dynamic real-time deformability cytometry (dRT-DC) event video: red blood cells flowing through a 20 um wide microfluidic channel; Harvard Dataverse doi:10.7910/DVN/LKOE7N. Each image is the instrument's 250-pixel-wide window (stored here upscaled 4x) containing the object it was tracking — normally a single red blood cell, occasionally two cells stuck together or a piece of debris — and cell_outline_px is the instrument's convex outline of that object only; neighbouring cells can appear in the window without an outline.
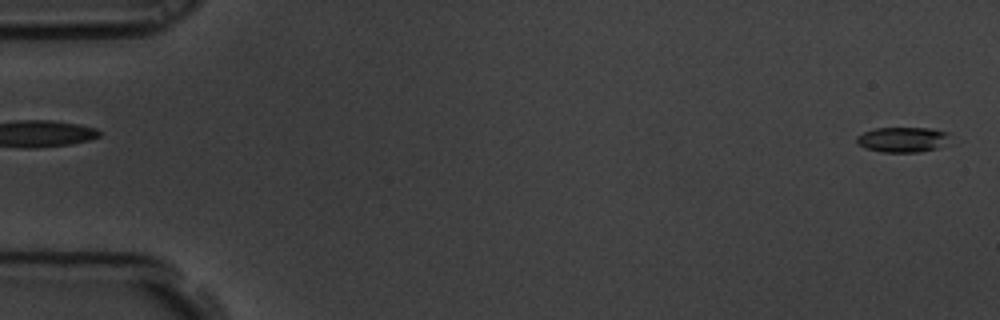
{"species": "common noctule bat (a hibernating species)", "species_latin": "Nyctalus noctula", "temperature_condition": "room temperature", "stored_images_in_passage": 6, "segment_of_instrument_passage": [2, 2], "camera_frame_rate_fps": 3000, "um_per_image_px": 0.085, "animal": {"sex": "male", "body_mass_g": 19.5, "forearm_length_mm": 54.6}, "frame": {"image": 1, "passage_image": 6, "time_ms": 1.667, "image_size_px": [1000, 320], "cell_outline_px": [[956, 140], [952, 144], [920, 152], [880, 152], [864, 148], [856, 140], [856, 136], [864, 132], [876, 128], [928, 128], [948, 132]], "centroid_in_image_um": [76.86, 11.87], "position_along_channel_um": 8.1, "area_um2": 14.16}}